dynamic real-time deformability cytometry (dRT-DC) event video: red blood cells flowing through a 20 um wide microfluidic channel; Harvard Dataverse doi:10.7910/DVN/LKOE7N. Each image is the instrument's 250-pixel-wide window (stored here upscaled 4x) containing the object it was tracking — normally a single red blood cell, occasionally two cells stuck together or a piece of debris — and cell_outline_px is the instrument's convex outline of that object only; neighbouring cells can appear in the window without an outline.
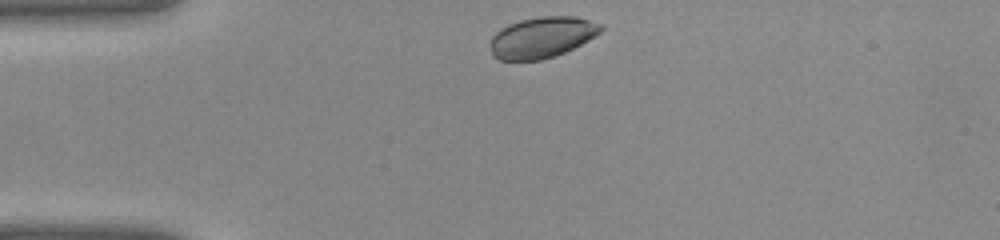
{"species": "common noctule bat (a hibernating species)", "species_latin": "Nyctalus noctula", "temperature_condition": "warm", "stored_images_in_passage": 27, "camera_frame_rate_fps": 3000, "um_per_image_px": 0.085, "animal": {"sex": "female", "body_mass_g": 22.0, "forearm_length_mm": 56.7}, "frame": {"image": 1, "passage_image": 1, "time_ms": 0.0, "image_size_px": [1000, 240], "cell_outline_px": [[604, 28], [600, 32], [588, 40], [556, 56], [540, 60], [500, 60], [492, 56], [488, 44], [492, 36], [500, 28], [508, 24], [520, 20], [540, 16], [576, 16], [604, 24]], "centroid_in_image_um": [46.04, 3.17], "position_along_channel_um": 39.0, "area_um2": 26.7}}
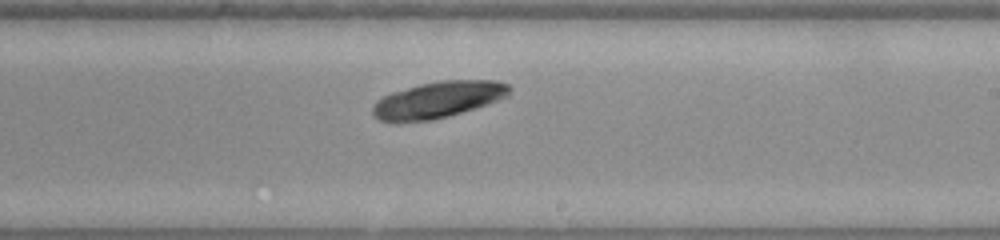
{"frame": {"image": 2, "passage_image": 16, "time_ms": 5.0, "image_size_px": [1000, 240], "cell_outline_px": [[512, 88], [508, 96], [448, 116], [432, 120], [380, 120], [372, 112], [372, 104], [376, 100], [392, 92], [420, 84], [440, 80], [496, 80], [508, 84]], "centroid_in_image_um": [37.25, 8.44], "position_along_channel_um": 251.7, "area_um2": 28.38}}
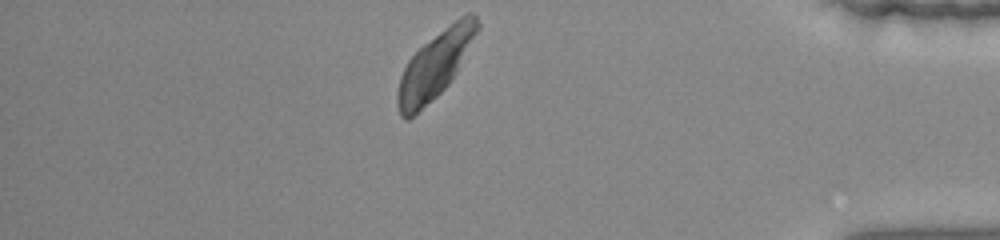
{"frame": {"image": 3, "passage_image": 27, "time_ms": 8.667, "image_size_px": [1000, 240], "cell_outline_px": [[480, 28], [456, 72], [448, 84], [432, 100], [408, 120], [404, 120], [400, 116], [396, 104], [396, 96], [400, 76], [408, 60], [424, 44], [460, 16], [468, 12], [476, 16], [480, 24]], "centroid_in_image_um": [36.96, 5.55], "position_along_channel_um": 398.2, "area_um2": 30.52}}